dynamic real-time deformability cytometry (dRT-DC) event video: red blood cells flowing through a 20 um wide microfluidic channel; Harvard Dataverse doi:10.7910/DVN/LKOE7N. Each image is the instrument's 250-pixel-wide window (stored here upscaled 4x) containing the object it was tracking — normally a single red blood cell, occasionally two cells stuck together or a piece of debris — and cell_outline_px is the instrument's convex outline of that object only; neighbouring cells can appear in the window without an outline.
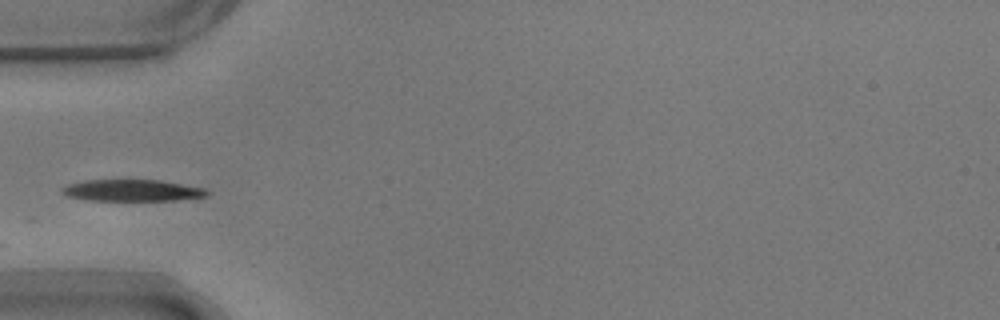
{"species": "common noctule bat (a hibernating species)", "species_latin": "Nyctalus noctula", "temperature_condition": "warm", "stored_images_in_passage": 9, "camera_frame_rate_fps": 3000, "um_per_image_px": 0.085, "animal": {"sex": "male", "body_mass_g": 17.9}, "frame": {"image": 1, "passage_image": 1, "time_ms": 0.0, "image_size_px": [1000, 320], "cell_outline_px": [[208, 196], [176, 200], [88, 200], [68, 196], [60, 192], [60, 188], [68, 184], [84, 180], [160, 180], [204, 188], [208, 192]], "centroid_in_image_um": [11.2, 16.18], "position_along_channel_um": 73.8, "area_um2": 18.15}}
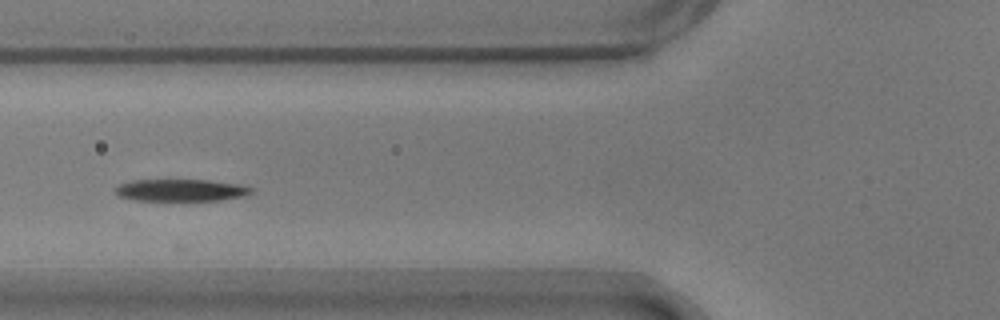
{"frame": {"image": 2, "passage_image": 4, "time_ms": 1.0, "image_size_px": [1000, 320], "cell_outline_px": [[252, 192], [240, 196], [220, 200], [132, 200], [120, 196], [112, 188], [120, 184], [132, 180], [208, 180], [240, 184], [252, 188]], "centroid_in_image_um": [15.32, 16.16], "position_along_channel_um": 110.5, "area_um2": 17.28}}
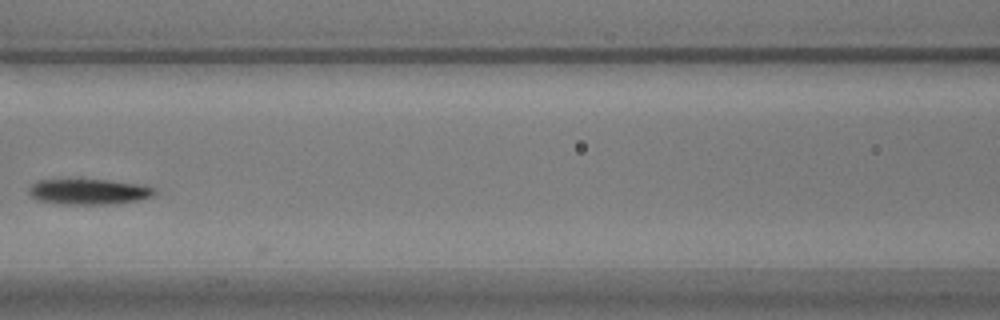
{"frame": {"image": 3, "passage_image": 8, "time_ms": 2.333, "image_size_px": [1000, 320], "cell_outline_px": [[160, 192], [152, 196], [140, 200], [112, 204], [60, 204], [36, 200], [28, 192], [28, 188], [36, 180], [108, 180], [140, 184], [152, 188]], "centroid_in_image_um": [7.55, 16.3], "position_along_channel_um": 159.0, "area_um2": 18.79}}